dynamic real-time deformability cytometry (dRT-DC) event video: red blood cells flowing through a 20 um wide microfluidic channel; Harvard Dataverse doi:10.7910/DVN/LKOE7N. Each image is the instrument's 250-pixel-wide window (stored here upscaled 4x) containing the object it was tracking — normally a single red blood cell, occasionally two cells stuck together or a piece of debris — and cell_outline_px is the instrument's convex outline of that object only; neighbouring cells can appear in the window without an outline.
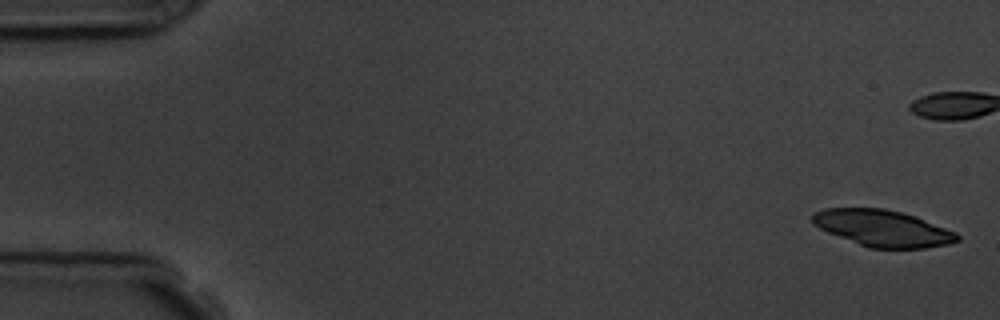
{"species": "common noctule bat (a hibernating species)", "species_latin": "Nyctalus noctula", "temperature_condition": "room temperature", "stored_images_in_passage": 6, "camera_frame_rate_fps": 3000, "um_per_image_px": 0.085, "animal": {"sex": "male", "body_mass_g": 19.5, "forearm_length_mm": 54.6}, "frame": {"image": 1, "passage_image": 1, "time_ms": 0.0, "image_size_px": [1000, 320], "cell_outline_px": [[960, 240], [948, 244], [924, 248], [868, 248], [828, 232], [812, 224], [812, 216], [816, 212], [824, 208], [884, 208], [916, 216], [956, 232], [960, 236]], "centroid_in_image_um": [75.05, 19.4], "position_along_channel_um": 10.0, "area_um2": 30.69}}
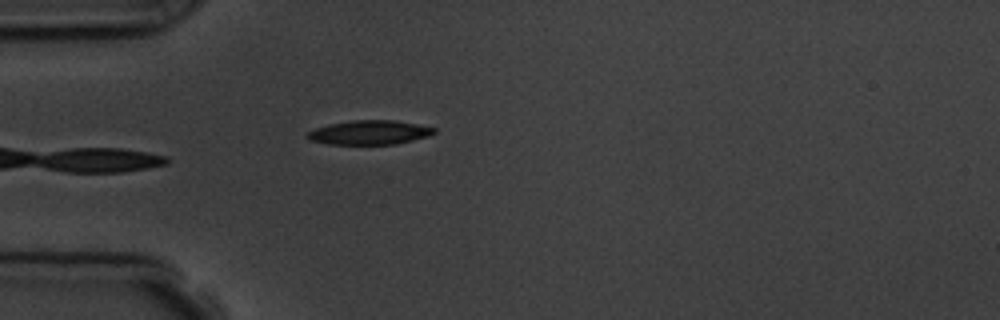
{"frame": {"image": 2, "passage_image": 6, "time_ms": 5.667, "image_size_px": [1000, 320], "cell_outline_px": [[436, 132], [428, 136], [396, 144], [328, 144], [308, 140], [304, 136], [308, 132], [316, 128], [328, 124], [352, 120], [396, 120], [436, 128]], "centroid_in_image_um": [31.37, 11.26], "position_along_channel_um": 53.6, "area_um2": 17.92}}